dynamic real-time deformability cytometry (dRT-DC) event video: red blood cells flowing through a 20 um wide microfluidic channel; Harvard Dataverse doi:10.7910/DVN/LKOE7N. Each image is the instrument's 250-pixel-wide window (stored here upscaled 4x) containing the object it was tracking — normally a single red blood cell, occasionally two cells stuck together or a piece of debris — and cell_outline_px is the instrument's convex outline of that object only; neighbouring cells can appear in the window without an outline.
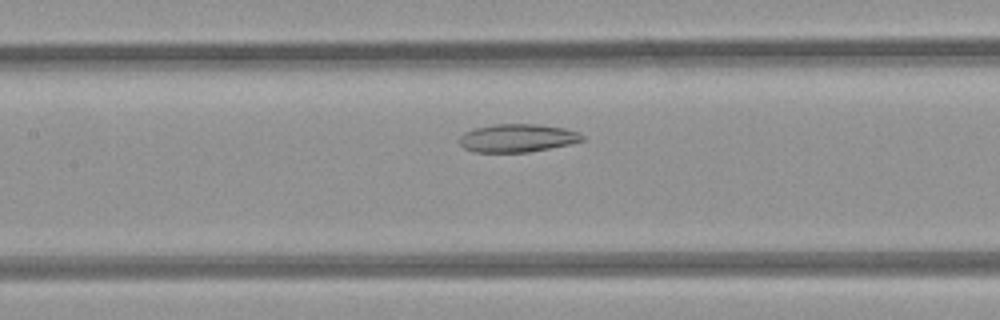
{"species": "common noctule bat (a hibernating species)", "species_latin": "Nyctalus noctula", "temperature_condition": "room temperature", "stored_images_in_passage": 46, "camera_frame_rate_fps": 3000, "um_per_image_px": 0.085, "animal": {"sex": "female", "body_mass_g": 21.9}, "frame": {"image": 1, "passage_image": 19, "time_ms": 6.0, "image_size_px": [1000, 320], "cell_outline_px": [[584, 140], [572, 144], [528, 152], [476, 152], [464, 148], [460, 144], [460, 136], [464, 132], [476, 128], [492, 124], [536, 124], [564, 128], [576, 132], [584, 136]], "centroid_in_image_um": [43.98, 11.73], "position_along_channel_um": 163.4, "area_um2": 20.06}}
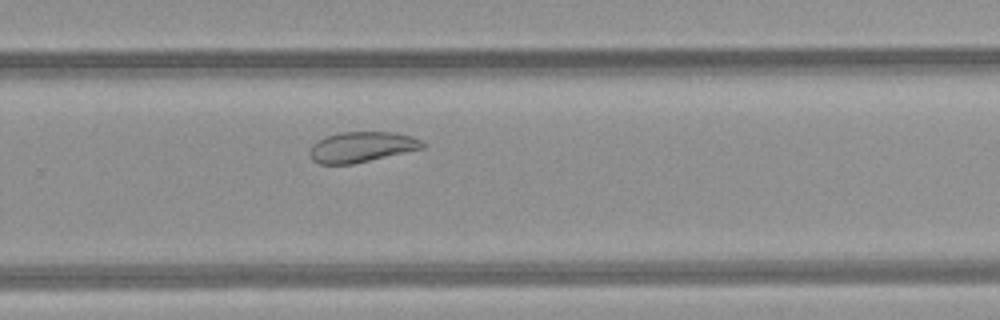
{"frame": {"image": 2, "passage_image": 29, "time_ms": 9.333, "image_size_px": [1000, 320], "cell_outline_px": [[428, 144], [424, 148], [352, 164], [320, 164], [312, 160], [308, 152], [312, 144], [316, 140], [324, 136], [340, 132], [396, 132], [412, 136]], "centroid_in_image_um": [30.72, 12.48], "position_along_channel_um": 299.1, "area_um2": 20.23}}
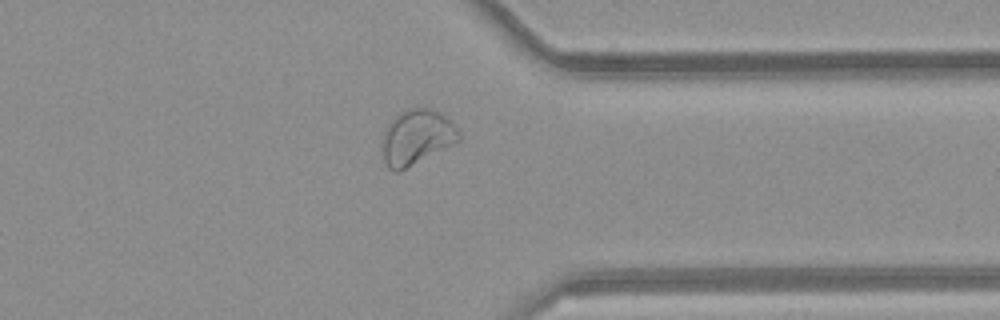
{"frame": {"image": 3, "passage_image": 35, "time_ms": 11.333, "image_size_px": [1000, 320], "cell_outline_px": [[460, 140], [400, 172], [392, 172], [388, 168], [384, 160], [380, 144], [384, 128], [400, 112], [408, 108], [432, 108], [440, 112], [456, 128], [460, 136]], "centroid_in_image_um": [35.35, 11.68], "position_along_channel_um": 376.1, "area_um2": 24.68}, "authors_computed_cell_mechanics": {"area_um2": 25.432, "velocity_mm_per_s": 4.081, "shape_relaxation_time_tau1_ms": null, "shape_relaxation_time_tau2_ms": 4.2725, "deformation_change_tau1": null, "deformation_change_tau2": 0.0924}}